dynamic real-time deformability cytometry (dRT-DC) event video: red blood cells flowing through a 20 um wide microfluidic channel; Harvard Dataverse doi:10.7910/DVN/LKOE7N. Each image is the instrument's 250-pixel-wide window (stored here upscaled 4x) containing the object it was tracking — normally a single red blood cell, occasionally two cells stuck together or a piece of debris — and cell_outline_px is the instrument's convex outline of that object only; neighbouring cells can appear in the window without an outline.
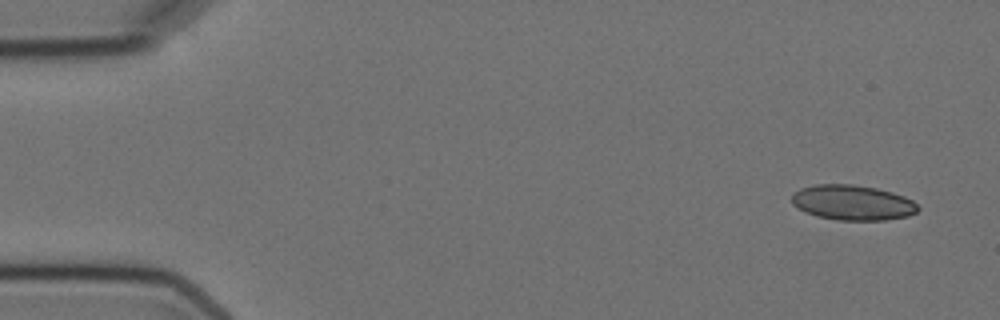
{"species": "Egyptian fruit bat (a non-hibernating species)", "species_latin": "Rousettus aegyptiacus", "temperature_condition": "cold", "stored_images_in_passage": 5, "camera_frame_rate_fps": 3000, "um_per_image_px": 0.085, "animal": {"sex": "female"}, "frame": {"image": 1, "passage_image": 1, "time_ms": 0.0, "image_size_px": [1000, 320], "cell_outline_px": [[920, 208], [916, 212], [908, 216], [884, 220], [836, 220], [816, 216], [804, 212], [792, 204], [792, 192], [800, 188], [816, 184], [852, 184], [876, 188], [892, 192], [904, 196], [912, 200]], "centroid_in_image_um": [72.44, 17.22], "position_along_channel_um": 12.6, "area_um2": 26.01}}
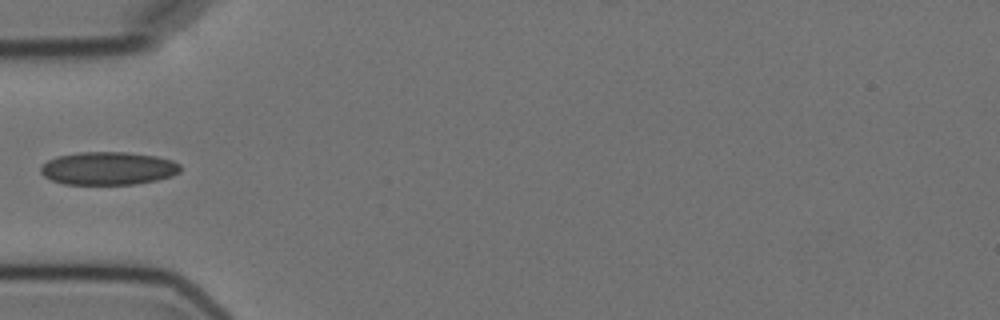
{"frame": {"image": 2, "passage_image": 4, "time_ms": 5.0, "image_size_px": [1000, 320], "cell_outline_px": [[180, 172], [172, 176], [156, 180], [136, 184], [64, 184], [52, 180], [44, 176], [40, 172], [40, 168], [48, 160], [56, 156], [80, 152], [124, 152], [156, 156], [172, 160], [180, 164]], "centroid_in_image_um": [9.2, 14.31], "position_along_channel_um": 75.8, "area_um2": 26.88}}
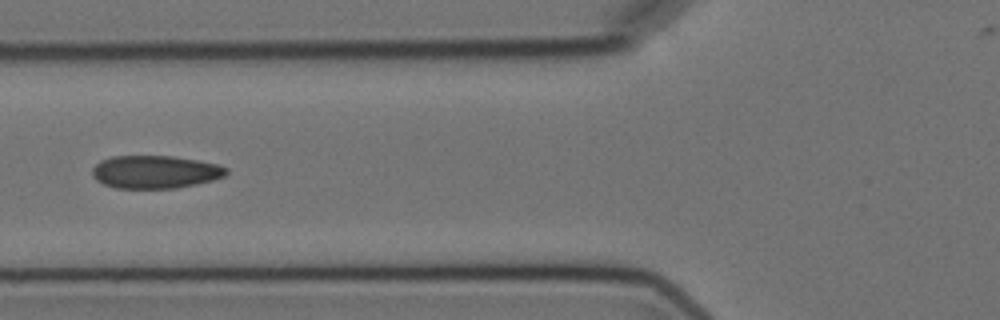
{"frame": {"image": 3, "passage_image": 5, "time_ms": 6.0, "image_size_px": [1000, 320], "cell_outline_px": [[228, 172], [224, 176], [212, 180], [196, 184], [176, 188], [116, 188], [104, 184], [96, 180], [92, 176], [92, 168], [100, 160], [112, 156], [172, 156], [196, 160], [216, 164], [228, 168]], "centroid_in_image_um": [13.16, 14.61], "position_along_channel_um": 112.6, "area_um2": 25.66}}